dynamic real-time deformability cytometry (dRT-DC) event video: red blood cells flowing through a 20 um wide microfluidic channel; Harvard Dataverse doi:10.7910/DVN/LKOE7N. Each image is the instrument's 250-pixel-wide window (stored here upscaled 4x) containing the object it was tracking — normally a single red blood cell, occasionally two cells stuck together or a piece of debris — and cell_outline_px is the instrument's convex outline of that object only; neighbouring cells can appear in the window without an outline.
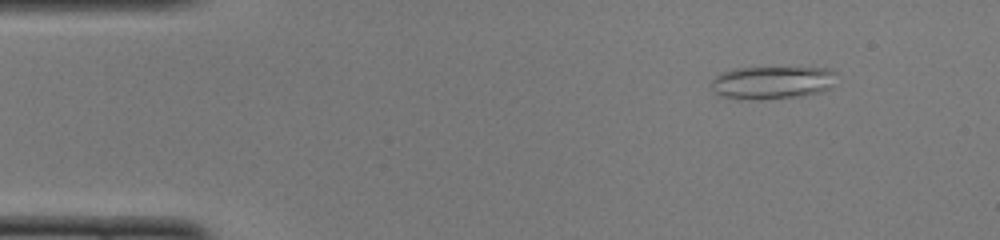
{"species": "common noctule bat (a hibernating species)", "species_latin": "Nyctalus noctula", "temperature_condition": "cold", "stored_images_in_passage": 50, "camera_frame_rate_fps": 3000, "um_per_image_px": 0.085, "animal": {"sex": "female", "body_mass_g": 22.0, "forearm_length_mm": 56.7}, "frame": {"image": 1, "passage_image": 6, "time_ms": 1.667, "image_size_px": [1000, 240], "cell_outline_px": [[836, 72], [832, 88], [820, 92], [800, 96], [724, 96], [716, 92], [712, 88], [712, 80], [716, 76], [724, 72], [736, 68], [828, 68]], "centroid_in_image_um": [65.74, 6.95], "position_along_channel_um": 19.3, "area_um2": 22.6}}
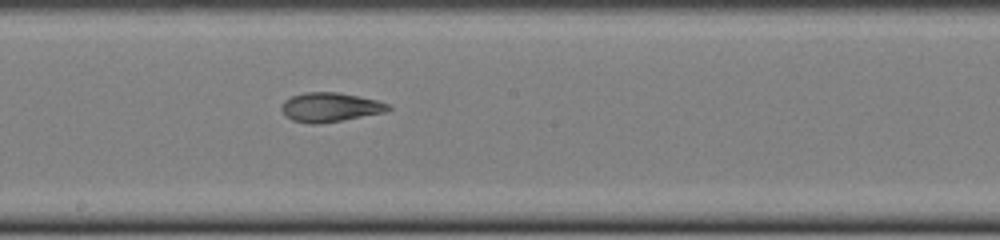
{"frame": {"image": 2, "passage_image": 27, "time_ms": 8.667, "image_size_px": [1000, 240], "cell_outline_px": [[392, 108], [384, 112], [320, 124], [312, 124], [292, 120], [284, 116], [280, 108], [284, 100], [292, 96], [304, 92], [336, 92], [376, 100], [388, 104]], "centroid_in_image_um": [27.99, 9.12], "position_along_channel_um": 220.2, "area_um2": 18.03}}
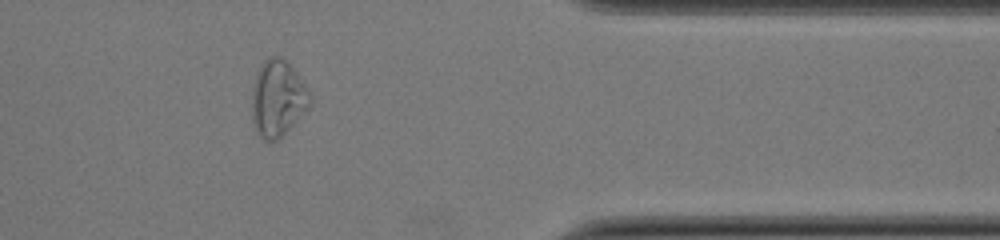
{"frame": {"image": 3, "passage_image": 41, "time_ms": 13.333, "image_size_px": [1000, 240], "cell_outline_px": [[308, 108], [276, 140], [264, 140], [256, 132], [252, 120], [252, 88], [256, 76], [264, 60], [268, 56], [280, 56], [296, 72], [308, 92]], "centroid_in_image_um": [23.55, 8.35], "position_along_channel_um": 387.9, "area_um2": 24.97}, "authors_computed_cell_mechanics": {"area_um2": 20.2011, "velocity_mm_per_s": 4.004, "shape_relaxation_time_tau1_ms": null, "shape_relaxation_time_tau2_ms": 2.6523, "deformation_change_tau1": null, "deformation_change_tau2": 0.102}}